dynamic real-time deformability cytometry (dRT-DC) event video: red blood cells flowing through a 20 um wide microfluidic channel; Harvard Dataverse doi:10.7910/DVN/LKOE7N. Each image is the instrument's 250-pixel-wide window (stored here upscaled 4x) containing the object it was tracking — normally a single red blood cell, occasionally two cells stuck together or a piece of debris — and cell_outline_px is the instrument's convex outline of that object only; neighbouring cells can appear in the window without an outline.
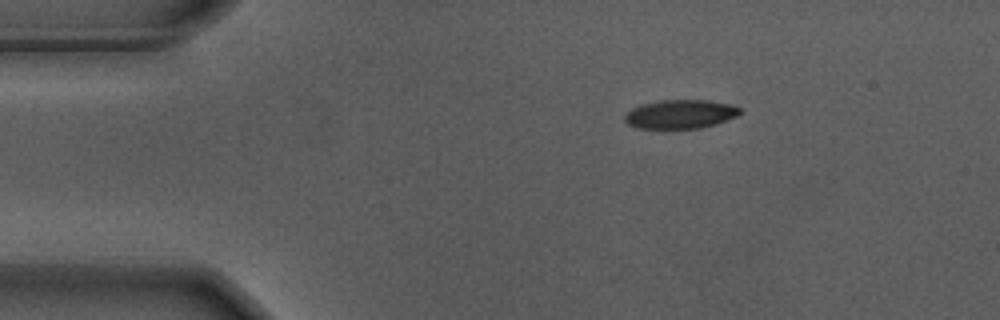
{"species": "Egyptian fruit bat (a non-hibernating species)", "species_latin": "Rousettus aegyptiacus", "temperature_condition": "warm", "stored_images_in_passage": 47, "camera_frame_rate_fps": 3000, "um_per_image_px": 0.085, "animal": {"sex": "male"}, "frame": {"image": 1, "passage_image": 1, "time_ms": 0.0, "image_size_px": [1000, 320], "cell_outline_px": [[740, 112], [736, 116], [716, 124], [700, 128], [636, 128], [628, 124], [624, 120], [624, 116], [632, 108], [640, 104], [660, 100], [708, 100], [728, 104], [740, 108]], "centroid_in_image_um": [57.79, 9.7], "position_along_channel_um": 27.2, "area_um2": 19.25}}
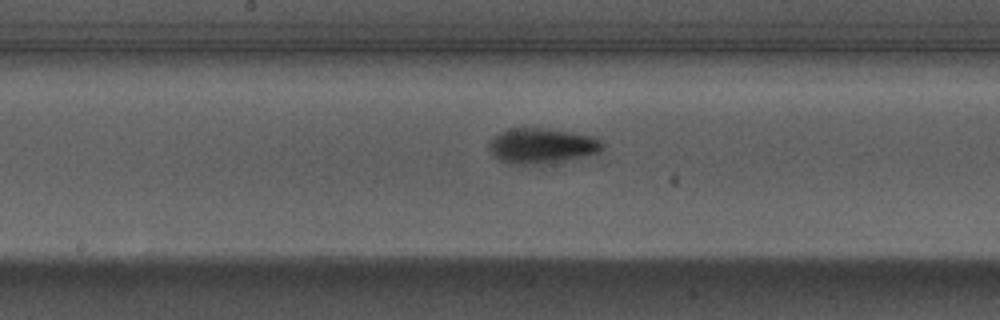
{"frame": {"image": 2, "passage_image": 20, "time_ms": 6.333, "image_size_px": [1000, 320], "cell_outline_px": [[604, 148], [600, 152], [584, 156], [560, 160], [532, 164], [508, 164], [500, 160], [492, 152], [488, 144], [500, 132], [508, 128], [548, 128], [592, 136], [600, 140], [604, 144]], "centroid_in_image_um": [46.07, 12.37], "position_along_channel_um": 202.1, "area_um2": 22.89}}
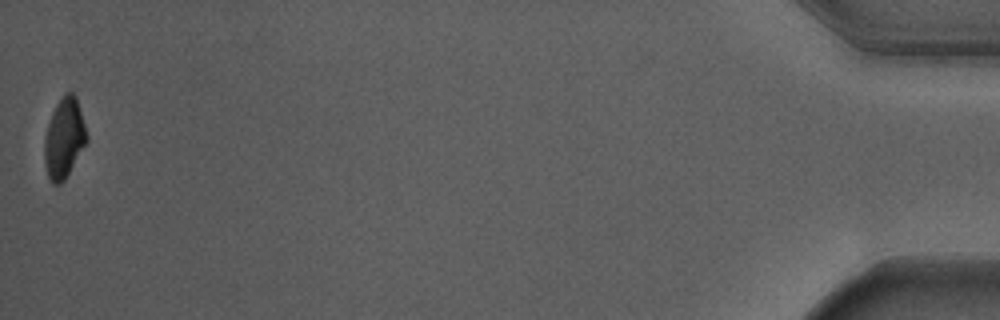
{"frame": {"image": 3, "passage_image": 47, "time_ms": 15.333, "image_size_px": [1000, 320], "cell_outline_px": [[88, 140], [64, 180], [60, 184], [52, 184], [48, 176], [44, 160], [44, 140], [48, 124], [52, 112], [56, 104], [64, 92], [72, 92], [76, 96], [88, 136]], "centroid_in_image_um": [5.45, 11.73], "position_along_channel_um": 429.8, "area_um2": 19.59}, "authors_computed_cell_mechanics": {"area_um2": 21.3282, "velocity_mm_per_s": 3.6848, "shape_relaxation_time_tau1_ms": 3.6672, "shape_relaxation_time_tau2_ms": null, "deformation_change_tau1": 0.1547, "deformation_change_tau2": null}}